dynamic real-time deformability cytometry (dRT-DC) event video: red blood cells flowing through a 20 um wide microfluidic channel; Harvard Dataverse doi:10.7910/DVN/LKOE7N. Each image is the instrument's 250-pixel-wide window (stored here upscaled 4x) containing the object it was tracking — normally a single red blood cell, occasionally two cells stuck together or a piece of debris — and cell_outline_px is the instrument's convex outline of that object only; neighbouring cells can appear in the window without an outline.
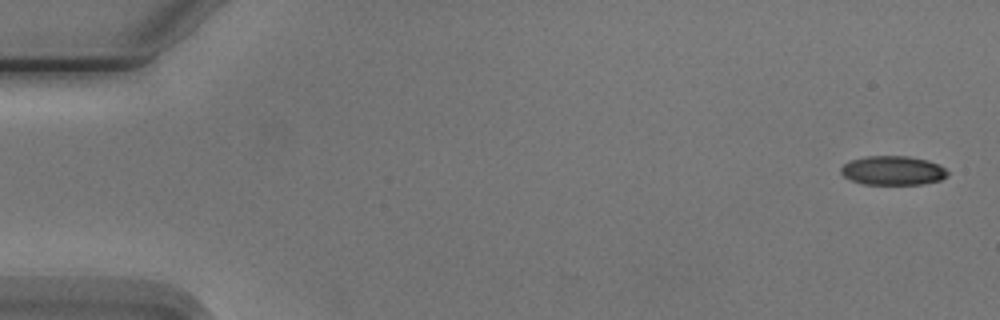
{"species": "Egyptian fruit bat (a non-hibernating species)", "species_latin": "Rousettus aegyptiacus", "temperature_condition": "cold", "stored_images_in_passage": 5, "camera_frame_rate_fps": 3000, "um_per_image_px": 0.085, "animal": {"sex": "male"}, "frame": {"image": 1, "passage_image": 1, "time_ms": 0.0, "image_size_px": [1000, 320], "cell_outline_px": [[948, 176], [940, 180], [920, 184], [864, 184], [852, 180], [844, 176], [840, 172], [840, 168], [844, 164], [852, 160], [864, 156], [908, 156], [928, 160], [944, 168], [948, 172]], "centroid_in_image_um": [75.88, 14.49], "position_along_channel_um": 9.1, "area_um2": 17.98}}
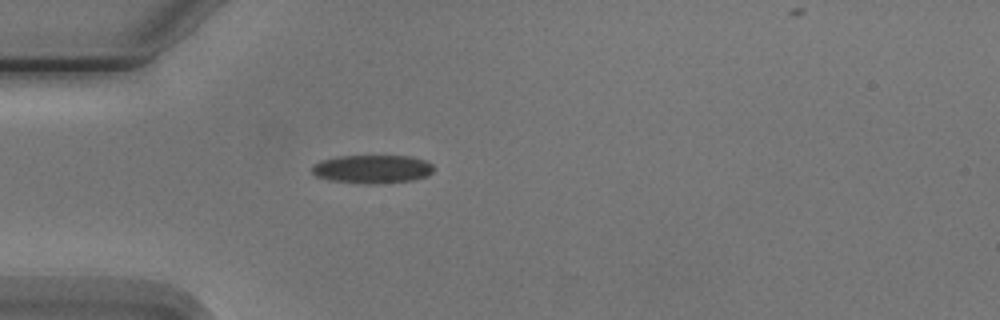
{"frame": {"image": 2, "passage_image": 5, "time_ms": 4.667, "image_size_px": [1000, 320], "cell_outline_px": [[432, 172], [428, 176], [412, 180], [380, 184], [364, 184], [328, 180], [316, 176], [312, 172], [312, 168], [320, 160], [336, 156], [412, 156], [424, 160], [432, 164]], "centroid_in_image_um": [31.64, 14.38], "position_along_channel_um": 53.4, "area_um2": 20.29}}